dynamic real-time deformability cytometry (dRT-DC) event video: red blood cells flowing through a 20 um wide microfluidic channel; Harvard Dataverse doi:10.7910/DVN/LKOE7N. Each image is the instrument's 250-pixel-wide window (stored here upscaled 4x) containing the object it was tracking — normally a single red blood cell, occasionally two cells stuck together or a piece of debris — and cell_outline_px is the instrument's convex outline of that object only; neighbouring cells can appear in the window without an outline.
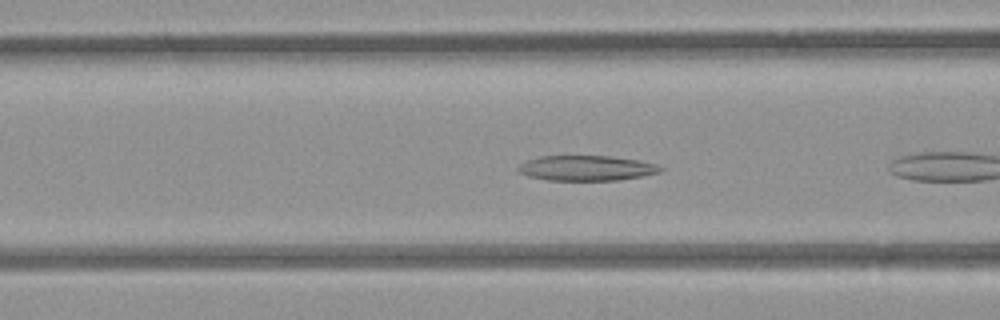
{"species": "common noctule bat (a hibernating species)", "species_latin": "Nyctalus noctula", "temperature_condition": "room temperature", "stored_images_in_passage": 6, "camera_frame_rate_fps": 3000, "um_per_image_px": 0.085, "animal": {"sex": "female", "body_mass_g": 21.9}, "frame": {"image": 1, "passage_image": 4, "time_ms": 1.0, "image_size_px": [1000, 320], "cell_outline_px": [[664, 168], [660, 172], [640, 176], [616, 180], [548, 180], [528, 176], [520, 172], [516, 168], [520, 164], [528, 160], [540, 156], [608, 156], [640, 160], [656, 164]], "centroid_in_image_um": [49.85, 14.28], "position_along_channel_um": 116.8, "area_um2": 20.69}}